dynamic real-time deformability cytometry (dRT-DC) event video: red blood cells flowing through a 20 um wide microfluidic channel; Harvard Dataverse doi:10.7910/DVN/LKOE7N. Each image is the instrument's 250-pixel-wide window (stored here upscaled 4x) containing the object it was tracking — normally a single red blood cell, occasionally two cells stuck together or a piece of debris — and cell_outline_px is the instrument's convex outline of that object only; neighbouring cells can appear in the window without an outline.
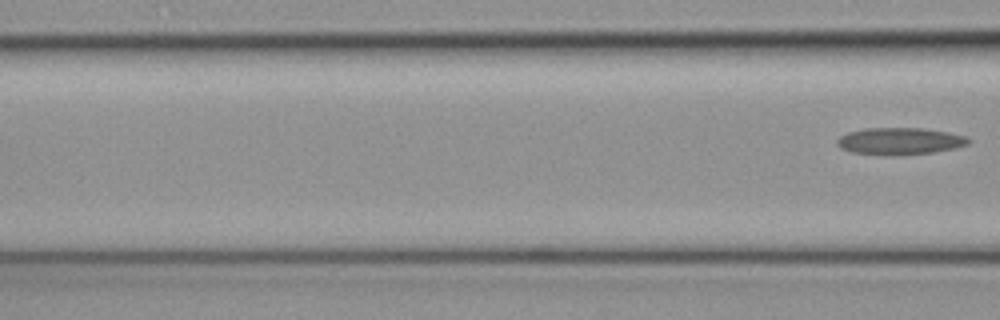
{"species": "common noctule bat (a hibernating species)", "species_latin": "Nyctalus noctula", "temperature_condition": "cold", "stored_images_in_passage": 7, "segment_of_instrument_passage": [2, 2], "camera_frame_rate_fps": 3000, "um_per_image_px": 0.085, "animal": {"sex": "female", "body_mass_g": 19.3, "forearm_length_mm": 54.1}, "frame": {"image": 1, "passage_image": 7, "time_ms": 2.0, "image_size_px": [1000, 320], "cell_outline_px": [[972, 140], [968, 144], [952, 148], [932, 152], [852, 152], [840, 148], [836, 144], [836, 140], [840, 136], [848, 132], [864, 128], [920, 128], [948, 132], [968, 136]], "centroid_in_image_um": [76.5, 11.93], "position_along_channel_um": 90.1, "area_um2": 19.54}}